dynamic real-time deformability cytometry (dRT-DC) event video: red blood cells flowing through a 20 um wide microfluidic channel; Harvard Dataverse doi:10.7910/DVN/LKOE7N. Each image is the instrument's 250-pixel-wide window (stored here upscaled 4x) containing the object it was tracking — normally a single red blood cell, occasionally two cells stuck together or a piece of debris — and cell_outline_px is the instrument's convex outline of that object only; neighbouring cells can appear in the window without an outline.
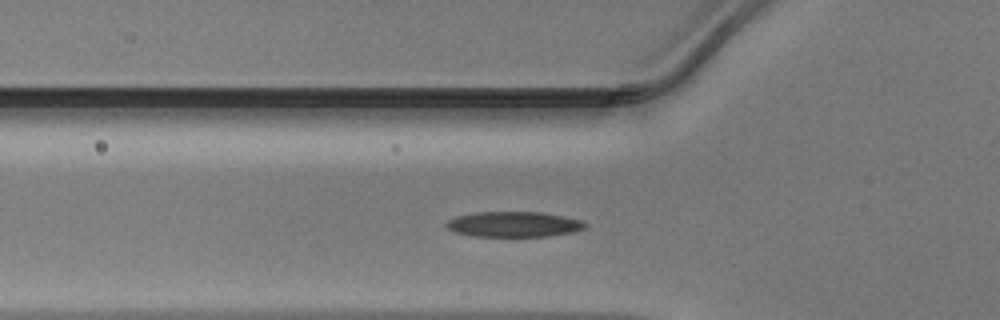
{"species": "Egyptian fruit bat (a non-hibernating species)", "species_latin": "Rousettus aegyptiacus", "temperature_condition": "warm", "stored_images_in_passage": 35, "camera_frame_rate_fps": 3000, "um_per_image_px": 0.085, "animal": {"sex": "male"}, "frame": {"image": 1, "passage_image": 2, "time_ms": 0.333, "image_size_px": [1000, 320], "cell_outline_px": [[588, 224], [584, 228], [572, 232], [548, 236], [472, 236], [456, 232], [448, 228], [444, 224], [448, 220], [456, 216], [476, 212], [540, 212], [564, 216], [580, 220]], "centroid_in_image_um": [43.66, 19.06], "position_along_channel_um": 82.1, "area_um2": 20.4}}
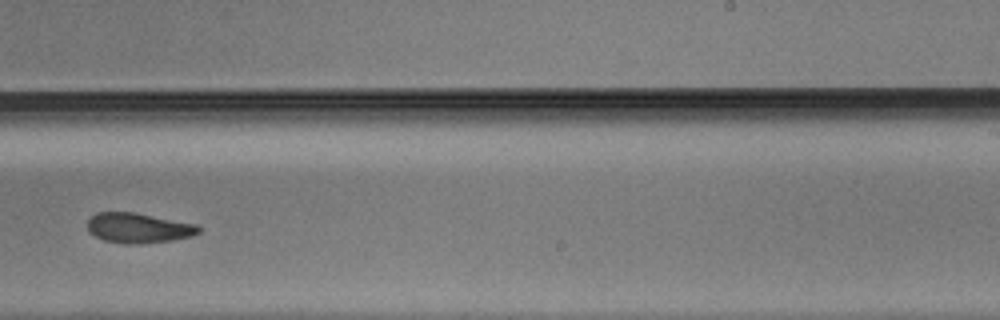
{"frame": {"image": 2, "passage_image": 16, "time_ms": 5.0, "image_size_px": [1000, 320], "cell_outline_px": [[200, 232], [192, 236], [172, 240], [140, 244], [124, 244], [104, 240], [88, 232], [88, 220], [96, 212], [136, 212], [196, 224], [200, 228]], "centroid_in_image_um": [11.76, 19.37], "position_along_channel_um": 277.2, "area_um2": 19.54}}
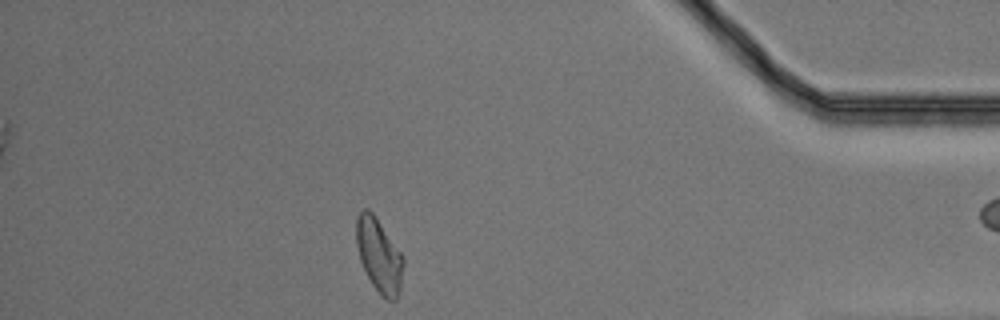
{"frame": {"image": 3, "passage_image": 28, "time_ms": 9.0, "image_size_px": [1000, 320], "cell_outline_px": [[404, 264], [400, 288], [396, 300], [388, 300], [380, 296], [372, 284], [360, 260], [356, 244], [356, 216], [364, 208], [368, 208], [372, 212], [404, 256]], "centroid_in_image_um": [32.22, 21.71], "position_along_channel_um": 403.0, "area_um2": 20.23}}